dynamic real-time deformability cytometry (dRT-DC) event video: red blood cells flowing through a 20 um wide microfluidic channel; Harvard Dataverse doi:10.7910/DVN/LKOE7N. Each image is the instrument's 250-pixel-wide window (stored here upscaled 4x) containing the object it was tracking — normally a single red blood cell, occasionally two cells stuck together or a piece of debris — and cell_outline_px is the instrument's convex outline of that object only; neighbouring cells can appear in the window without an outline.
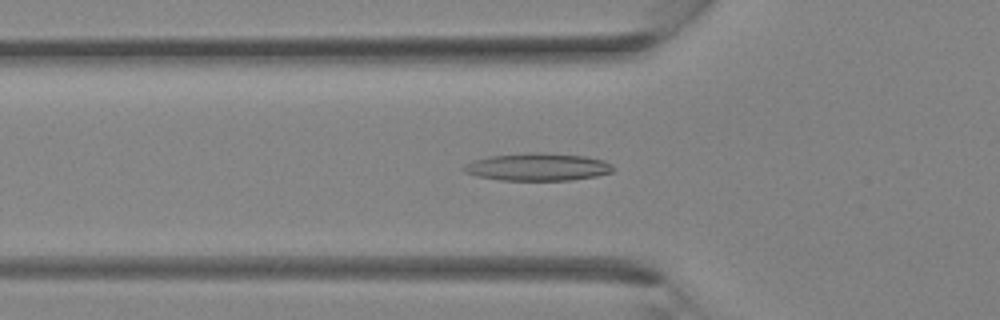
{"species": "Egyptian fruit bat (a non-hibernating species)", "species_latin": "Rousettus aegyptiacus", "temperature_condition": "room temperature", "stored_images_in_passage": 33, "camera_frame_rate_fps": 3000, "um_per_image_px": 0.085, "animal": {"sex": "female"}, "frame": {"image": 1, "passage_image": 10, "time_ms": 3.0, "image_size_px": [1000, 320], "cell_outline_px": [[616, 168], [612, 172], [596, 176], [572, 180], [500, 180], [476, 176], [464, 172], [460, 168], [464, 164], [472, 160], [492, 156], [528, 152], [544, 152], [588, 156], [604, 160], [612, 164]], "centroid_in_image_um": [45.71, 14.18], "position_along_channel_um": 80.1, "area_um2": 24.39}}
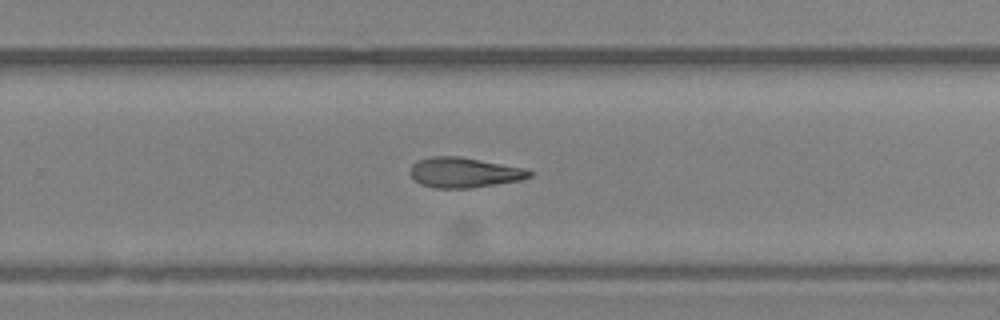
{"frame": {"image": 2, "passage_image": 21, "time_ms": 6.667, "image_size_px": [1000, 320], "cell_outline_px": [[532, 176], [520, 180], [468, 188], [436, 188], [420, 184], [408, 172], [412, 164], [420, 160], [432, 156], [460, 156], [528, 168], [532, 172]], "centroid_in_image_um": [39.47, 14.65], "position_along_channel_um": 290.3, "area_um2": 20.98}}
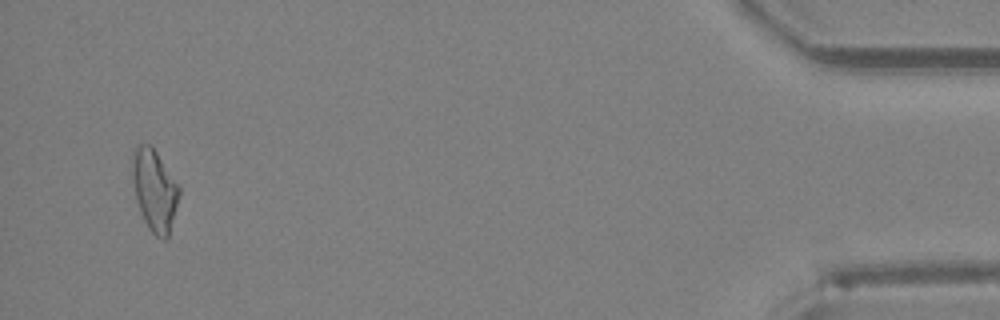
{"frame": {"image": 3, "passage_image": 32, "time_ms": 10.333, "image_size_px": [1000, 320], "cell_outline_px": [[180, 192], [168, 236], [164, 240], [156, 236], [148, 228], [140, 212], [136, 200], [132, 180], [132, 148], [136, 144], [152, 144], [180, 184]], "centroid_in_image_um": [13.12, 16.08], "position_along_channel_um": 422.1, "area_um2": 22.72}}